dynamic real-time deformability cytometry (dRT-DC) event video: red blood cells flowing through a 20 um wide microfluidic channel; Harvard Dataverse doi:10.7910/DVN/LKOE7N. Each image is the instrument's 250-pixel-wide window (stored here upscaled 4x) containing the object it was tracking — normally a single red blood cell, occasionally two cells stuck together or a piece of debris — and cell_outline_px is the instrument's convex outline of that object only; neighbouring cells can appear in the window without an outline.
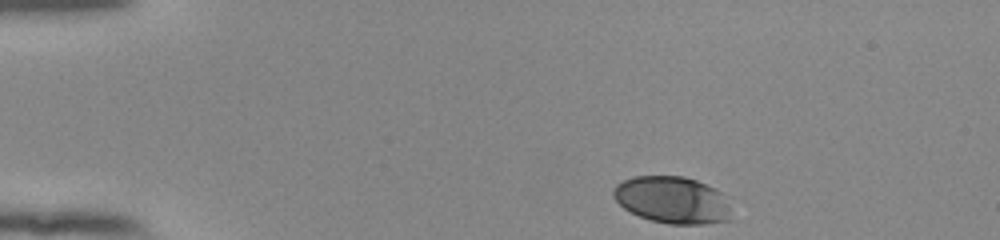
{"species": "human", "species_latin": "Homo sapiens", "temperature_condition": "room temperature", "stored_images_in_passage": 39, "camera_frame_rate_fps": 3000, "um_per_image_px": 0.085, "donor": {"sex": "female"}, "frame": {"image": 1, "passage_image": 1, "time_ms": 0.0, "image_size_px": [1000, 240], "cell_outline_px": [[732, 220], [704, 224], [668, 224], [652, 220], [640, 216], [624, 208], [612, 196], [612, 192], [616, 184], [632, 176], [684, 176], [696, 180], [720, 192], [728, 208]], "centroid_in_image_um": [57.11, 17.0], "position_along_channel_um": 27.9, "area_um2": 31.96}}
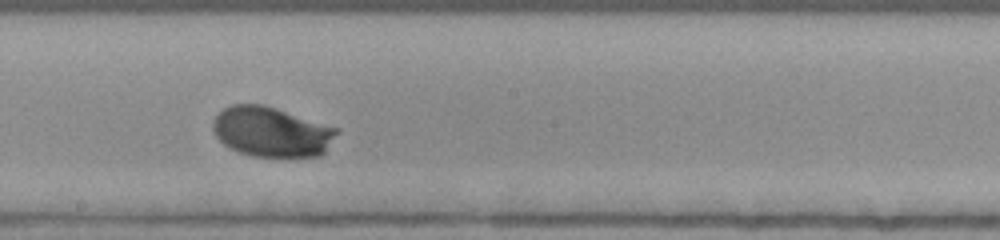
{"frame": {"image": 2, "passage_image": 23, "time_ms": 7.333, "image_size_px": [1000, 240], "cell_outline_px": [[340, 132], [324, 152], [320, 156], [252, 156], [240, 152], [224, 144], [216, 136], [212, 128], [212, 124], [216, 116], [224, 108], [232, 104], [260, 104], [340, 128]], "centroid_in_image_um": [23.1, 11.21], "position_along_channel_um": 225.1, "area_um2": 35.72}}
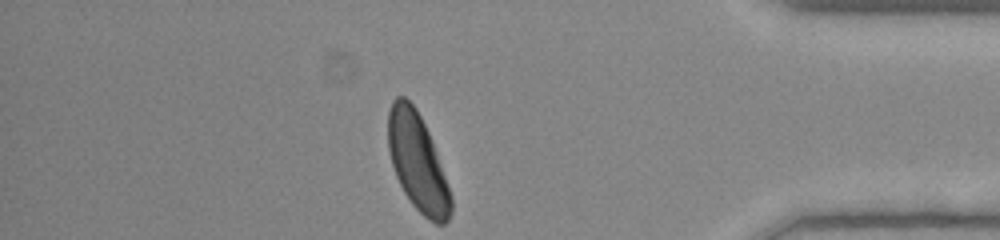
{"frame": {"image": 3, "passage_image": 39, "time_ms": 12.667, "image_size_px": [1000, 240], "cell_outline_px": [[452, 212], [448, 220], [444, 224], [436, 224], [428, 220], [412, 204], [404, 192], [396, 176], [392, 164], [388, 148], [388, 112], [392, 100], [396, 96], [404, 96], [416, 108], [432, 140], [452, 196]], "centroid_in_image_um": [35.49, 13.8], "position_along_channel_um": 399.7, "area_um2": 35.55}, "authors_computed_cell_mechanics": {"area_um2": 34.7956, "velocity_mm_per_s": 3.8206, "shape_relaxation_time_tau1_ms": 1.8223, "shape_relaxation_time_tau2_ms": null, "deformation_change_tau1": 0.1079, "deformation_change_tau2": null}}